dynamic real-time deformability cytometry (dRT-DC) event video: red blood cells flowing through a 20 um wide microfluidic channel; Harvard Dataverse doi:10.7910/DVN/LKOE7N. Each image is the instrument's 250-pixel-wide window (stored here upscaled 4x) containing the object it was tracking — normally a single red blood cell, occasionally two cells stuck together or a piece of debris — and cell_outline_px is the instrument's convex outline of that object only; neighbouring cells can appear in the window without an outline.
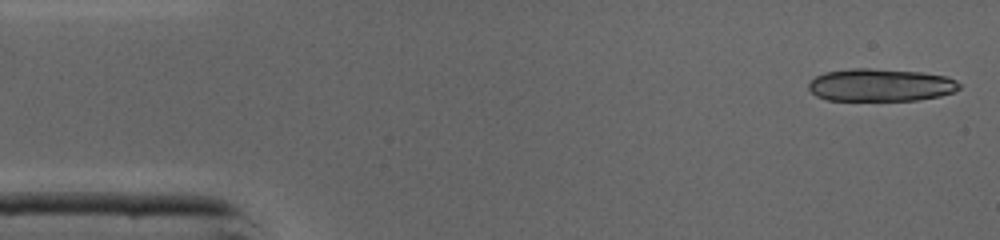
{"species": "common noctule bat (a hibernating species)", "species_latin": "Nyctalus noctula", "temperature_condition": "cold", "stored_images_in_passage": 41, "camera_frame_rate_fps": 3000, "um_per_image_px": 0.085, "animal": {"sex": "male", "body_mass_g": 19.0, "forearm_length_mm": 50.8}, "frame": {"image": 1, "passage_image": 1, "time_ms": 0.0, "image_size_px": [1000, 240], "cell_outline_px": [[960, 88], [952, 92], [940, 96], [916, 100], [828, 100], [816, 96], [808, 88], [808, 84], [816, 76], [824, 72], [852, 68], [868, 68], [920, 72], [948, 76], [956, 80], [960, 84]], "centroid_in_image_um": [74.85, 7.22], "position_along_channel_um": 10.2, "area_um2": 28.67}}
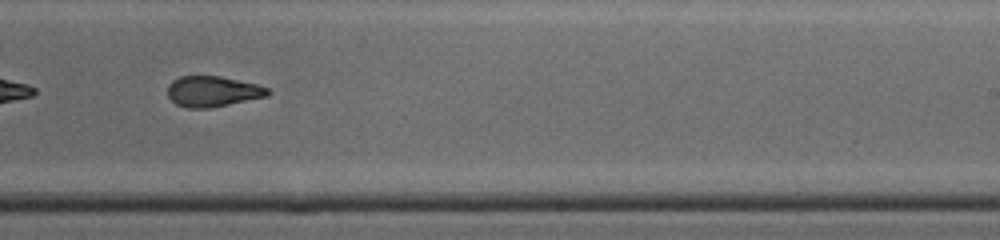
{"frame": {"image": 2, "passage_image": 27, "time_ms": 8.667, "image_size_px": [1000, 240], "cell_outline_px": [[272, 92], [268, 96], [208, 108], [188, 108], [176, 104], [168, 96], [168, 84], [172, 80], [180, 76], [220, 76], [256, 84], [268, 88]], "centroid_in_image_um": [18.07, 7.76], "position_along_channel_um": 270.9, "area_um2": 17.8}}
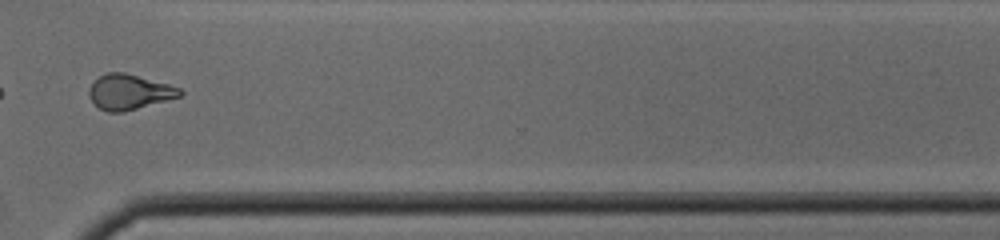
{"frame": {"image": 3, "passage_image": 33, "time_ms": 10.667, "image_size_px": [1000, 240], "cell_outline_px": [[184, 96], [124, 112], [108, 112], [100, 108], [88, 96], [88, 92], [92, 84], [100, 76], [108, 72], [124, 72], [168, 84], [180, 88], [184, 92]], "centroid_in_image_um": [11.03, 7.83], "position_along_channel_um": 359.6, "area_um2": 18.61}, "authors_computed_cell_mechanics": {"area_um2": 18.8428, "velocity_mm_per_s": 4.393, "shape_relaxation_time_tau1_ms": null, "shape_relaxation_time_tau2_ms": 1.578, "deformation_change_tau1": null, "deformation_change_tau2": 0.0828}}